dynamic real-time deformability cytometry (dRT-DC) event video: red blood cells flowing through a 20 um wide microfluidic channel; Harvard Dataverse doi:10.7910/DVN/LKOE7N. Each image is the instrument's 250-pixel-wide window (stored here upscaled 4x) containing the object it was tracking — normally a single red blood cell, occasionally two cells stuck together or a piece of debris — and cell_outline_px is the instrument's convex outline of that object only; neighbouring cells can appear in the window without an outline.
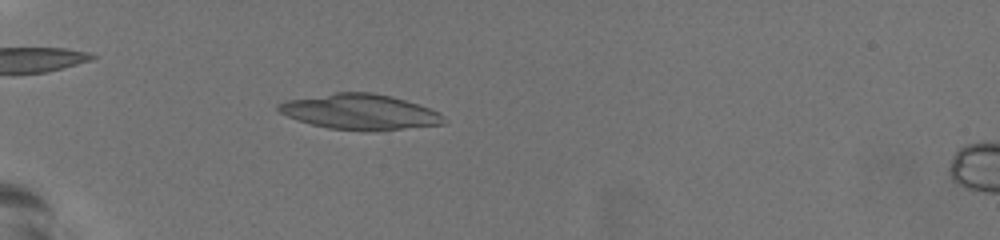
{"species": "common noctule bat (a hibernating species)", "species_latin": "Nyctalus noctula", "temperature_condition": "warm", "stored_images_in_passage": 59, "camera_frame_rate_fps": 3000, "um_per_image_px": 0.085, "animal": {"sex": "female", "body_mass_g": 19.5, "forearm_length_mm": 54.1}, "frame": {"image": 1, "passage_image": 21, "time_ms": 6.667, "image_size_px": [1000, 240], "cell_outline_px": [[448, 120], [444, 124], [364, 132], [328, 128], [312, 124], [288, 116], [280, 112], [276, 108], [276, 104], [288, 100], [336, 92], [372, 92], [392, 96], [440, 112]], "centroid_in_image_um": [30.62, 9.51], "position_along_channel_um": 54.4, "area_um2": 34.04}}
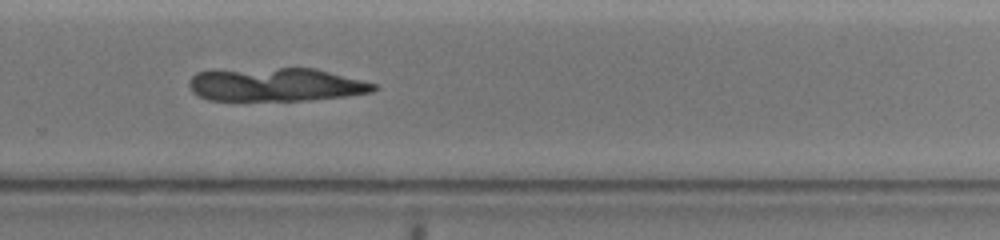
{"frame": {"image": 2, "passage_image": 43, "time_ms": 14.0, "image_size_px": [1000, 240], "cell_outline_px": [[380, 88], [372, 92], [348, 96], [308, 100], [208, 100], [192, 92], [188, 84], [188, 80], [196, 72], [280, 68], [316, 68], [376, 84]], "centroid_in_image_um": [23.49, 7.2], "position_along_channel_um": 306.3, "area_um2": 35.72}}
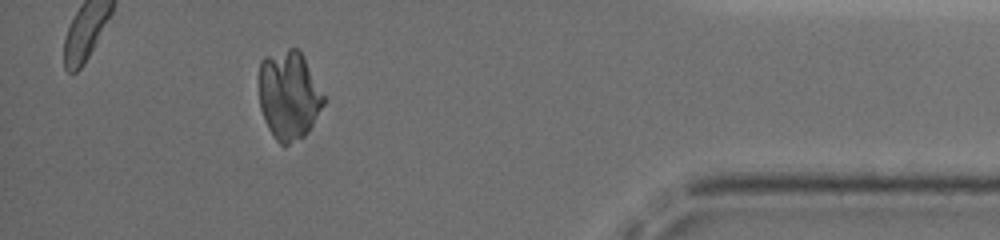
{"frame": {"image": 3, "passage_image": 54, "time_ms": 17.667, "image_size_px": [1000, 240], "cell_outline_px": [[324, 104], [312, 124], [304, 136], [284, 148], [276, 140], [268, 128], [264, 120], [260, 108], [260, 60], [264, 56], [288, 48], [296, 48], [300, 52], [324, 96]], "centroid_in_image_um": [24.52, 8.12], "position_along_channel_um": 410.7, "area_um2": 33.12}}